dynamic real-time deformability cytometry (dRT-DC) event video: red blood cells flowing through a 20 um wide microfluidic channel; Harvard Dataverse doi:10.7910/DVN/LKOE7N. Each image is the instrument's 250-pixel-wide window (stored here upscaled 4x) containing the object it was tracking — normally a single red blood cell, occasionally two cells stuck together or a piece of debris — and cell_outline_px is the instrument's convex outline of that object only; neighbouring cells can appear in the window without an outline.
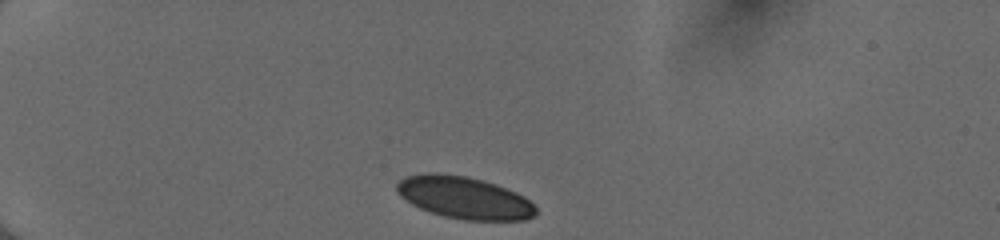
{"species": "human", "species_latin": "Homo sapiens", "temperature_condition": "cold", "stored_images_in_passage": 39, "camera_frame_rate_fps": 3000, "um_per_image_px": 0.085, "donor": {"sex": "female"}, "frame": {"image": 1, "passage_image": 1, "time_ms": 0.0, "image_size_px": [1000, 240], "cell_outline_px": [[536, 216], [524, 220], [464, 220], [444, 216], [420, 208], [412, 204], [400, 196], [396, 192], [396, 184], [404, 176], [428, 172], [436, 172], [464, 176], [484, 180], [496, 184], [516, 192], [524, 196], [536, 208]], "centroid_in_image_um": [39.45, 16.79], "position_along_channel_um": 45.6, "area_um2": 34.28}}
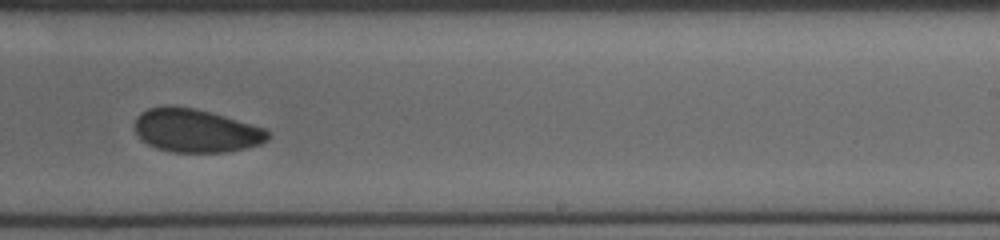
{"frame": {"image": 2, "passage_image": 22, "time_ms": 7.0, "image_size_px": [1000, 240], "cell_outline_px": [[268, 140], [260, 144], [228, 152], [172, 152], [156, 148], [140, 140], [136, 132], [136, 116], [140, 112], [148, 108], [192, 108], [224, 116], [264, 128], [268, 132]], "centroid_in_image_um": [16.64, 11.14], "position_along_channel_um": 272.4, "area_um2": 32.95}}
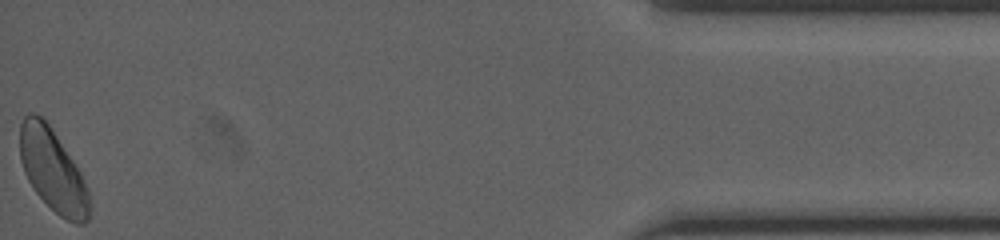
{"frame": {"image": 3, "passage_image": 39, "time_ms": 12.667, "image_size_px": [1000, 240], "cell_outline_px": [[92, 208], [88, 220], [84, 224], [76, 224], [60, 216], [32, 188], [24, 172], [20, 160], [20, 124], [24, 116], [28, 112], [32, 112], [44, 116], [80, 172], [88, 188]], "centroid_in_image_um": [4.49, 14.47], "position_along_channel_um": 430.7, "area_um2": 33.58}, "authors_computed_cell_mechanics": {"area_um2": 34.2176, "velocity_mm_per_s": 4.0186, "shape_relaxation_time_tau1_ms": 2.9095, "shape_relaxation_time_tau2_ms": 2.9962, "deformation_change_tau1": 0.0617, "deformation_change_tau2": 0.0612}}